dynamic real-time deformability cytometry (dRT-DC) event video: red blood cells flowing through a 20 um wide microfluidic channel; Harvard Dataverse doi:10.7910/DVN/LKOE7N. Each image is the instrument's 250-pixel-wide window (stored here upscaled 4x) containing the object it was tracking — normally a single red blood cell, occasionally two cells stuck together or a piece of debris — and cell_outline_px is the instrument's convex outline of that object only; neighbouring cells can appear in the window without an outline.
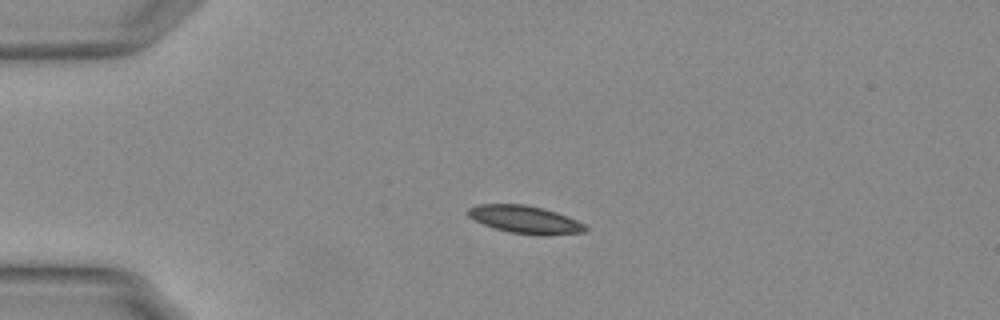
{"species": "Egyptian fruit bat (a non-hibernating species)", "species_latin": "Rousettus aegyptiacus", "temperature_condition": "warm", "stored_images_in_passage": 43, "camera_frame_rate_fps": 3000, "um_per_image_px": 0.085, "animal": {"sex": "female"}, "frame": {"image": 1, "passage_image": 1, "time_ms": 0.0, "image_size_px": [1000, 320], "cell_outline_px": [[588, 228], [584, 232], [548, 236], [540, 236], [508, 232], [484, 224], [468, 216], [468, 208], [476, 204], [524, 204], [544, 208], [556, 212], [576, 220], [584, 224]], "centroid_in_image_um": [44.65, 18.67], "position_along_channel_um": 40.3, "area_um2": 19.02}}
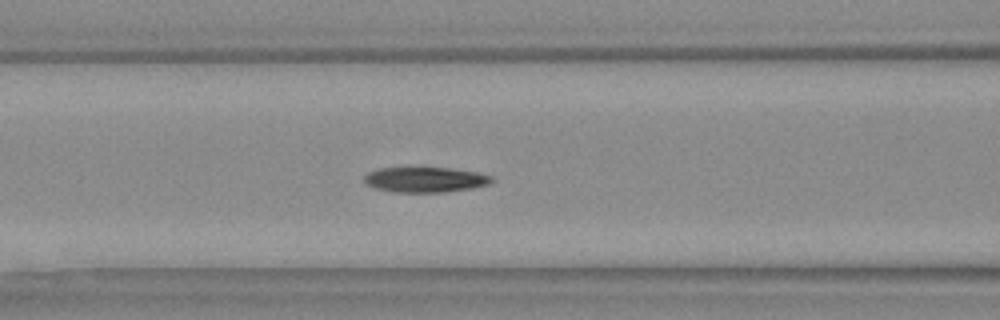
{"frame": {"image": 2, "passage_image": 11, "time_ms": 3.333, "image_size_px": [1000, 320], "cell_outline_px": [[496, 180], [488, 184], [472, 188], [444, 192], [392, 192], [372, 188], [364, 184], [360, 180], [368, 172], [380, 168], [448, 168], [476, 172], [492, 176]], "centroid_in_image_um": [36.07, 15.28], "position_along_channel_um": 130.5, "area_um2": 18.96}}
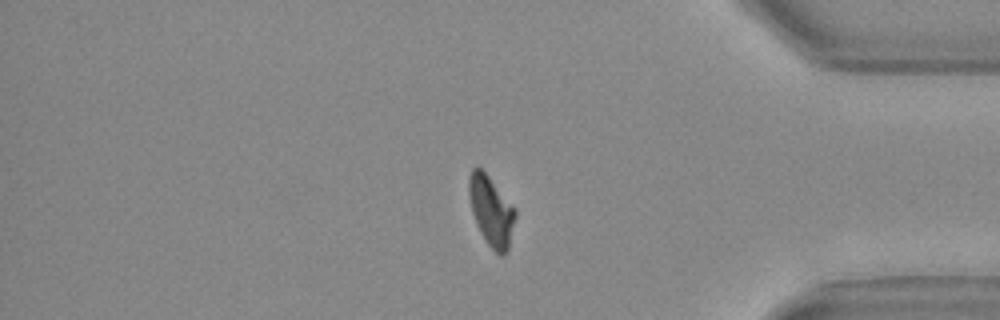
{"frame": {"image": 3, "passage_image": 34, "time_ms": 11.0, "image_size_px": [1000, 320], "cell_outline_px": [[516, 216], [508, 248], [500, 256], [488, 244], [480, 232], [476, 224], [472, 212], [468, 192], [468, 176], [472, 168], [480, 168], [488, 176], [516, 208]], "centroid_in_image_um": [41.74, 17.91], "position_along_channel_um": 393.5, "area_um2": 18.67}, "authors_computed_cell_mechanics": {"area_um2": 19.1318, "velocity_mm_per_s": 3.7337, "shape_relaxation_time_tau1_ms": 6.7032, "shape_relaxation_time_tau2_ms": 4.3202, "deformation_change_tau1": 0.1945, "deformation_change_tau2": 0.1002}}